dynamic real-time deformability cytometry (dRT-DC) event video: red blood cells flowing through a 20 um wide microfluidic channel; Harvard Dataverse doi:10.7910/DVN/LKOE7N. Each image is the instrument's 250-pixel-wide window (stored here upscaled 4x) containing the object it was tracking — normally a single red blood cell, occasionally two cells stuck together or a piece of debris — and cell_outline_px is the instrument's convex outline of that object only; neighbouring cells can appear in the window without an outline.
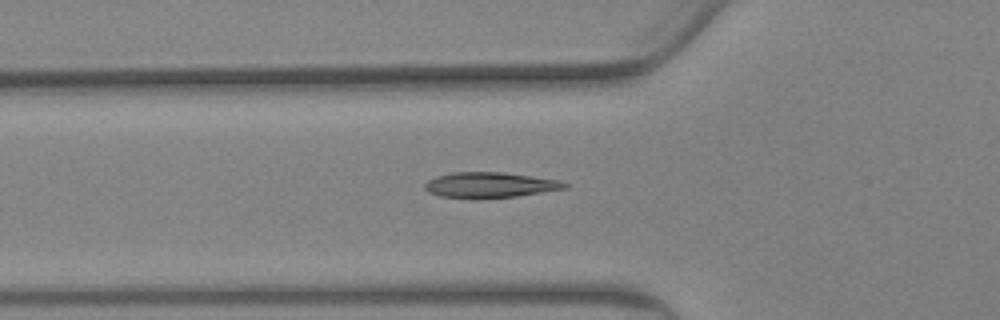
{"species": "Egyptian fruit bat (a non-hibernating species)", "species_latin": "Rousettus aegyptiacus", "temperature_condition": "warm", "stored_images_in_passage": 70, "camera_frame_rate_fps": 3000, "um_per_image_px": 0.085, "animal": {"sex": "female"}, "frame": {"image": 1, "passage_image": 25, "time_ms": 8.0, "image_size_px": [1000, 320], "cell_outline_px": [[568, 188], [516, 196], [440, 196], [428, 192], [424, 188], [424, 184], [428, 180], [436, 176], [452, 172], [504, 172], [560, 180], [568, 184]], "centroid_in_image_um": [41.67, 15.68], "position_along_channel_um": 84.1, "area_um2": 20.06}}
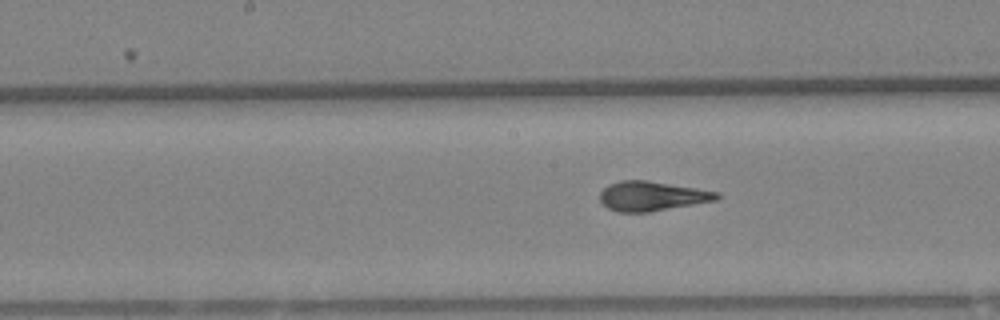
{"frame": {"image": 2, "passage_image": 36, "time_ms": 11.667, "image_size_px": [1000, 320], "cell_outline_px": [[720, 196], [716, 200], [648, 212], [616, 212], [608, 208], [600, 200], [600, 192], [608, 184], [620, 180], [648, 180], [720, 192]], "centroid_in_image_um": [55.39, 16.66], "position_along_channel_um": 192.8, "area_um2": 20.06}}
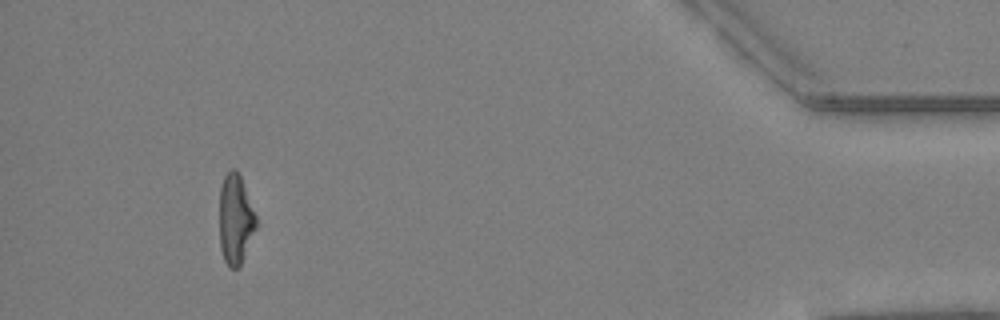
{"frame": {"image": 3, "passage_image": 65, "time_ms": 21.333, "image_size_px": [1000, 320], "cell_outline_px": [[256, 228], [244, 256], [240, 264], [236, 268], [228, 268], [224, 260], [220, 248], [220, 188], [224, 176], [232, 168], [236, 168], [240, 176], [256, 216]], "centroid_in_image_um": [20.0, 18.65], "position_along_channel_um": 415.2, "area_um2": 18.96}, "authors_computed_cell_mechanics": {"area_um2": 20.3456, "velocity_mm_per_s": 2.9585, "shape_relaxation_time_tau1_ms": 6.3933, "shape_relaxation_time_tau2_ms": 1.2586, "deformation_change_tau1": 0.2196, "deformation_change_tau2": 0.0906}}